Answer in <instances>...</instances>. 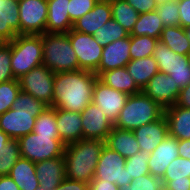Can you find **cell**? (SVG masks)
Returning <instances> with one entry per match:
<instances>
[{
  "mask_svg": "<svg viewBox=\"0 0 190 190\" xmlns=\"http://www.w3.org/2000/svg\"><path fill=\"white\" fill-rule=\"evenodd\" d=\"M97 78L88 70L55 73L52 107L81 113L92 102Z\"/></svg>",
  "mask_w": 190,
  "mask_h": 190,
  "instance_id": "cell-1",
  "label": "cell"
},
{
  "mask_svg": "<svg viewBox=\"0 0 190 190\" xmlns=\"http://www.w3.org/2000/svg\"><path fill=\"white\" fill-rule=\"evenodd\" d=\"M105 141L83 139L65 145L64 161L66 178L70 180L90 183L95 175Z\"/></svg>",
  "mask_w": 190,
  "mask_h": 190,
  "instance_id": "cell-2",
  "label": "cell"
},
{
  "mask_svg": "<svg viewBox=\"0 0 190 190\" xmlns=\"http://www.w3.org/2000/svg\"><path fill=\"white\" fill-rule=\"evenodd\" d=\"M165 109L143 91L129 95L114 124L115 128L131 130L158 120Z\"/></svg>",
  "mask_w": 190,
  "mask_h": 190,
  "instance_id": "cell-3",
  "label": "cell"
},
{
  "mask_svg": "<svg viewBox=\"0 0 190 190\" xmlns=\"http://www.w3.org/2000/svg\"><path fill=\"white\" fill-rule=\"evenodd\" d=\"M42 65L54 73L81 70L67 33L42 34Z\"/></svg>",
  "mask_w": 190,
  "mask_h": 190,
  "instance_id": "cell-4",
  "label": "cell"
},
{
  "mask_svg": "<svg viewBox=\"0 0 190 190\" xmlns=\"http://www.w3.org/2000/svg\"><path fill=\"white\" fill-rule=\"evenodd\" d=\"M42 35L20 34L11 41V70L15 79L42 65Z\"/></svg>",
  "mask_w": 190,
  "mask_h": 190,
  "instance_id": "cell-5",
  "label": "cell"
},
{
  "mask_svg": "<svg viewBox=\"0 0 190 190\" xmlns=\"http://www.w3.org/2000/svg\"><path fill=\"white\" fill-rule=\"evenodd\" d=\"M20 155L33 163L62 157L65 144L59 135H38L31 132L18 139Z\"/></svg>",
  "mask_w": 190,
  "mask_h": 190,
  "instance_id": "cell-6",
  "label": "cell"
},
{
  "mask_svg": "<svg viewBox=\"0 0 190 190\" xmlns=\"http://www.w3.org/2000/svg\"><path fill=\"white\" fill-rule=\"evenodd\" d=\"M18 81L22 92L32 95L48 106L53 105L55 73L46 66L41 65L31 69Z\"/></svg>",
  "mask_w": 190,
  "mask_h": 190,
  "instance_id": "cell-7",
  "label": "cell"
},
{
  "mask_svg": "<svg viewBox=\"0 0 190 190\" xmlns=\"http://www.w3.org/2000/svg\"><path fill=\"white\" fill-rule=\"evenodd\" d=\"M126 158L104 145L97 162L93 179H102L118 185L119 188L130 185L132 178L125 169Z\"/></svg>",
  "mask_w": 190,
  "mask_h": 190,
  "instance_id": "cell-8",
  "label": "cell"
},
{
  "mask_svg": "<svg viewBox=\"0 0 190 190\" xmlns=\"http://www.w3.org/2000/svg\"><path fill=\"white\" fill-rule=\"evenodd\" d=\"M67 35L77 55L79 68L94 72L101 61L103 47L91 34H84L71 29Z\"/></svg>",
  "mask_w": 190,
  "mask_h": 190,
  "instance_id": "cell-9",
  "label": "cell"
},
{
  "mask_svg": "<svg viewBox=\"0 0 190 190\" xmlns=\"http://www.w3.org/2000/svg\"><path fill=\"white\" fill-rule=\"evenodd\" d=\"M20 34L42 35L47 23V0H18Z\"/></svg>",
  "mask_w": 190,
  "mask_h": 190,
  "instance_id": "cell-10",
  "label": "cell"
},
{
  "mask_svg": "<svg viewBox=\"0 0 190 190\" xmlns=\"http://www.w3.org/2000/svg\"><path fill=\"white\" fill-rule=\"evenodd\" d=\"M128 94L109 87L99 78L94 86L92 102L96 104L104 115L113 123L117 121L120 111L125 106Z\"/></svg>",
  "mask_w": 190,
  "mask_h": 190,
  "instance_id": "cell-11",
  "label": "cell"
},
{
  "mask_svg": "<svg viewBox=\"0 0 190 190\" xmlns=\"http://www.w3.org/2000/svg\"><path fill=\"white\" fill-rule=\"evenodd\" d=\"M142 91L165 109L176 104L180 88L173 81V77L159 71L149 80Z\"/></svg>",
  "mask_w": 190,
  "mask_h": 190,
  "instance_id": "cell-12",
  "label": "cell"
},
{
  "mask_svg": "<svg viewBox=\"0 0 190 190\" xmlns=\"http://www.w3.org/2000/svg\"><path fill=\"white\" fill-rule=\"evenodd\" d=\"M42 112H25L9 109L0 114V129L11 139H19L33 131L36 118Z\"/></svg>",
  "mask_w": 190,
  "mask_h": 190,
  "instance_id": "cell-13",
  "label": "cell"
},
{
  "mask_svg": "<svg viewBox=\"0 0 190 190\" xmlns=\"http://www.w3.org/2000/svg\"><path fill=\"white\" fill-rule=\"evenodd\" d=\"M83 139L105 141L114 124L102 113V110L91 102L82 112Z\"/></svg>",
  "mask_w": 190,
  "mask_h": 190,
  "instance_id": "cell-14",
  "label": "cell"
},
{
  "mask_svg": "<svg viewBox=\"0 0 190 190\" xmlns=\"http://www.w3.org/2000/svg\"><path fill=\"white\" fill-rule=\"evenodd\" d=\"M130 35L126 38L118 39L103 47L101 61L94 73L99 77L108 70L126 67L131 60L130 56Z\"/></svg>",
  "mask_w": 190,
  "mask_h": 190,
  "instance_id": "cell-15",
  "label": "cell"
},
{
  "mask_svg": "<svg viewBox=\"0 0 190 190\" xmlns=\"http://www.w3.org/2000/svg\"><path fill=\"white\" fill-rule=\"evenodd\" d=\"M140 151L151 153L168 135V123L163 115L158 120L133 130Z\"/></svg>",
  "mask_w": 190,
  "mask_h": 190,
  "instance_id": "cell-16",
  "label": "cell"
},
{
  "mask_svg": "<svg viewBox=\"0 0 190 190\" xmlns=\"http://www.w3.org/2000/svg\"><path fill=\"white\" fill-rule=\"evenodd\" d=\"M178 156V139L168 135L150 153V159L148 160L150 174L163 178L167 166Z\"/></svg>",
  "mask_w": 190,
  "mask_h": 190,
  "instance_id": "cell-17",
  "label": "cell"
},
{
  "mask_svg": "<svg viewBox=\"0 0 190 190\" xmlns=\"http://www.w3.org/2000/svg\"><path fill=\"white\" fill-rule=\"evenodd\" d=\"M112 18L109 0H99L94 8L73 23L72 29L93 35L102 25Z\"/></svg>",
  "mask_w": 190,
  "mask_h": 190,
  "instance_id": "cell-18",
  "label": "cell"
},
{
  "mask_svg": "<svg viewBox=\"0 0 190 190\" xmlns=\"http://www.w3.org/2000/svg\"><path fill=\"white\" fill-rule=\"evenodd\" d=\"M39 186L44 189H55L66 178L64 156L35 163Z\"/></svg>",
  "mask_w": 190,
  "mask_h": 190,
  "instance_id": "cell-19",
  "label": "cell"
},
{
  "mask_svg": "<svg viewBox=\"0 0 190 190\" xmlns=\"http://www.w3.org/2000/svg\"><path fill=\"white\" fill-rule=\"evenodd\" d=\"M56 121L59 138L65 145L83 140L81 113L56 108Z\"/></svg>",
  "mask_w": 190,
  "mask_h": 190,
  "instance_id": "cell-20",
  "label": "cell"
},
{
  "mask_svg": "<svg viewBox=\"0 0 190 190\" xmlns=\"http://www.w3.org/2000/svg\"><path fill=\"white\" fill-rule=\"evenodd\" d=\"M47 23L45 33H68L72 27L69 0H47Z\"/></svg>",
  "mask_w": 190,
  "mask_h": 190,
  "instance_id": "cell-21",
  "label": "cell"
},
{
  "mask_svg": "<svg viewBox=\"0 0 190 190\" xmlns=\"http://www.w3.org/2000/svg\"><path fill=\"white\" fill-rule=\"evenodd\" d=\"M20 35L18 0H0V42H11Z\"/></svg>",
  "mask_w": 190,
  "mask_h": 190,
  "instance_id": "cell-22",
  "label": "cell"
},
{
  "mask_svg": "<svg viewBox=\"0 0 190 190\" xmlns=\"http://www.w3.org/2000/svg\"><path fill=\"white\" fill-rule=\"evenodd\" d=\"M169 136L178 140L190 139V109L176 104L165 108Z\"/></svg>",
  "mask_w": 190,
  "mask_h": 190,
  "instance_id": "cell-23",
  "label": "cell"
},
{
  "mask_svg": "<svg viewBox=\"0 0 190 190\" xmlns=\"http://www.w3.org/2000/svg\"><path fill=\"white\" fill-rule=\"evenodd\" d=\"M105 146L118 152L124 158H128L140 151L135 135L131 130L118 129L113 127L105 139Z\"/></svg>",
  "mask_w": 190,
  "mask_h": 190,
  "instance_id": "cell-24",
  "label": "cell"
},
{
  "mask_svg": "<svg viewBox=\"0 0 190 190\" xmlns=\"http://www.w3.org/2000/svg\"><path fill=\"white\" fill-rule=\"evenodd\" d=\"M9 176L20 190H36L40 184L36 175L35 163L23 157H20L11 168Z\"/></svg>",
  "mask_w": 190,
  "mask_h": 190,
  "instance_id": "cell-25",
  "label": "cell"
},
{
  "mask_svg": "<svg viewBox=\"0 0 190 190\" xmlns=\"http://www.w3.org/2000/svg\"><path fill=\"white\" fill-rule=\"evenodd\" d=\"M98 78L109 87L128 95H133L142 91L130 76L126 67L108 70L103 72Z\"/></svg>",
  "mask_w": 190,
  "mask_h": 190,
  "instance_id": "cell-26",
  "label": "cell"
},
{
  "mask_svg": "<svg viewBox=\"0 0 190 190\" xmlns=\"http://www.w3.org/2000/svg\"><path fill=\"white\" fill-rule=\"evenodd\" d=\"M126 68L141 90H143L149 80L159 72L158 65L152 55L139 59H131L127 63Z\"/></svg>",
  "mask_w": 190,
  "mask_h": 190,
  "instance_id": "cell-27",
  "label": "cell"
},
{
  "mask_svg": "<svg viewBox=\"0 0 190 190\" xmlns=\"http://www.w3.org/2000/svg\"><path fill=\"white\" fill-rule=\"evenodd\" d=\"M152 57L158 65V70L165 74H170V70L189 66L187 56L175 53L160 41L157 43Z\"/></svg>",
  "mask_w": 190,
  "mask_h": 190,
  "instance_id": "cell-28",
  "label": "cell"
},
{
  "mask_svg": "<svg viewBox=\"0 0 190 190\" xmlns=\"http://www.w3.org/2000/svg\"><path fill=\"white\" fill-rule=\"evenodd\" d=\"M164 29L162 21L157 11L139 14V17L129 35L132 36H149L160 39L162 30Z\"/></svg>",
  "mask_w": 190,
  "mask_h": 190,
  "instance_id": "cell-29",
  "label": "cell"
},
{
  "mask_svg": "<svg viewBox=\"0 0 190 190\" xmlns=\"http://www.w3.org/2000/svg\"><path fill=\"white\" fill-rule=\"evenodd\" d=\"M159 41L177 54L187 56L190 51V41L181 26L164 27Z\"/></svg>",
  "mask_w": 190,
  "mask_h": 190,
  "instance_id": "cell-30",
  "label": "cell"
},
{
  "mask_svg": "<svg viewBox=\"0 0 190 190\" xmlns=\"http://www.w3.org/2000/svg\"><path fill=\"white\" fill-rule=\"evenodd\" d=\"M109 1L112 18L130 34L139 17V13L125 0Z\"/></svg>",
  "mask_w": 190,
  "mask_h": 190,
  "instance_id": "cell-31",
  "label": "cell"
},
{
  "mask_svg": "<svg viewBox=\"0 0 190 190\" xmlns=\"http://www.w3.org/2000/svg\"><path fill=\"white\" fill-rule=\"evenodd\" d=\"M93 36L99 45L105 47L113 41L128 37L129 33L117 21L111 18Z\"/></svg>",
  "mask_w": 190,
  "mask_h": 190,
  "instance_id": "cell-32",
  "label": "cell"
},
{
  "mask_svg": "<svg viewBox=\"0 0 190 190\" xmlns=\"http://www.w3.org/2000/svg\"><path fill=\"white\" fill-rule=\"evenodd\" d=\"M20 157L18 140H9L0 150V176L9 175L11 168L16 164Z\"/></svg>",
  "mask_w": 190,
  "mask_h": 190,
  "instance_id": "cell-33",
  "label": "cell"
},
{
  "mask_svg": "<svg viewBox=\"0 0 190 190\" xmlns=\"http://www.w3.org/2000/svg\"><path fill=\"white\" fill-rule=\"evenodd\" d=\"M159 39L149 36L130 35V56L131 59H139L151 56L156 48Z\"/></svg>",
  "mask_w": 190,
  "mask_h": 190,
  "instance_id": "cell-34",
  "label": "cell"
},
{
  "mask_svg": "<svg viewBox=\"0 0 190 190\" xmlns=\"http://www.w3.org/2000/svg\"><path fill=\"white\" fill-rule=\"evenodd\" d=\"M56 121V108L48 106L37 118L33 128L38 135H59Z\"/></svg>",
  "mask_w": 190,
  "mask_h": 190,
  "instance_id": "cell-35",
  "label": "cell"
},
{
  "mask_svg": "<svg viewBox=\"0 0 190 190\" xmlns=\"http://www.w3.org/2000/svg\"><path fill=\"white\" fill-rule=\"evenodd\" d=\"M150 154L143 151H139L137 154L130 156L126 159L125 169L129 176L134 180L136 177L150 174L148 167V160Z\"/></svg>",
  "mask_w": 190,
  "mask_h": 190,
  "instance_id": "cell-36",
  "label": "cell"
},
{
  "mask_svg": "<svg viewBox=\"0 0 190 190\" xmlns=\"http://www.w3.org/2000/svg\"><path fill=\"white\" fill-rule=\"evenodd\" d=\"M21 88L17 79L0 83V114L12 108Z\"/></svg>",
  "mask_w": 190,
  "mask_h": 190,
  "instance_id": "cell-37",
  "label": "cell"
},
{
  "mask_svg": "<svg viewBox=\"0 0 190 190\" xmlns=\"http://www.w3.org/2000/svg\"><path fill=\"white\" fill-rule=\"evenodd\" d=\"M190 177V160L178 156L166 168L163 180H187Z\"/></svg>",
  "mask_w": 190,
  "mask_h": 190,
  "instance_id": "cell-38",
  "label": "cell"
},
{
  "mask_svg": "<svg viewBox=\"0 0 190 190\" xmlns=\"http://www.w3.org/2000/svg\"><path fill=\"white\" fill-rule=\"evenodd\" d=\"M156 11L163 27L180 26L178 0L159 4Z\"/></svg>",
  "mask_w": 190,
  "mask_h": 190,
  "instance_id": "cell-39",
  "label": "cell"
},
{
  "mask_svg": "<svg viewBox=\"0 0 190 190\" xmlns=\"http://www.w3.org/2000/svg\"><path fill=\"white\" fill-rule=\"evenodd\" d=\"M47 107L48 105L44 102L22 91H20L17 99L12 105V109H19V111L25 112H43Z\"/></svg>",
  "mask_w": 190,
  "mask_h": 190,
  "instance_id": "cell-40",
  "label": "cell"
},
{
  "mask_svg": "<svg viewBox=\"0 0 190 190\" xmlns=\"http://www.w3.org/2000/svg\"><path fill=\"white\" fill-rule=\"evenodd\" d=\"M15 79L11 70V42H0V83Z\"/></svg>",
  "mask_w": 190,
  "mask_h": 190,
  "instance_id": "cell-41",
  "label": "cell"
},
{
  "mask_svg": "<svg viewBox=\"0 0 190 190\" xmlns=\"http://www.w3.org/2000/svg\"><path fill=\"white\" fill-rule=\"evenodd\" d=\"M132 190H164L165 183L162 177L151 174L136 177L130 183Z\"/></svg>",
  "mask_w": 190,
  "mask_h": 190,
  "instance_id": "cell-42",
  "label": "cell"
},
{
  "mask_svg": "<svg viewBox=\"0 0 190 190\" xmlns=\"http://www.w3.org/2000/svg\"><path fill=\"white\" fill-rule=\"evenodd\" d=\"M99 0H69V11L71 22L74 23L80 17L91 11Z\"/></svg>",
  "mask_w": 190,
  "mask_h": 190,
  "instance_id": "cell-43",
  "label": "cell"
},
{
  "mask_svg": "<svg viewBox=\"0 0 190 190\" xmlns=\"http://www.w3.org/2000/svg\"><path fill=\"white\" fill-rule=\"evenodd\" d=\"M170 77L177 83L180 89L186 87L190 83V65L185 68L170 70Z\"/></svg>",
  "mask_w": 190,
  "mask_h": 190,
  "instance_id": "cell-44",
  "label": "cell"
},
{
  "mask_svg": "<svg viewBox=\"0 0 190 190\" xmlns=\"http://www.w3.org/2000/svg\"><path fill=\"white\" fill-rule=\"evenodd\" d=\"M139 14L155 11L158 4L155 0H125Z\"/></svg>",
  "mask_w": 190,
  "mask_h": 190,
  "instance_id": "cell-45",
  "label": "cell"
},
{
  "mask_svg": "<svg viewBox=\"0 0 190 190\" xmlns=\"http://www.w3.org/2000/svg\"><path fill=\"white\" fill-rule=\"evenodd\" d=\"M179 23L186 28L190 26V0H178Z\"/></svg>",
  "mask_w": 190,
  "mask_h": 190,
  "instance_id": "cell-46",
  "label": "cell"
},
{
  "mask_svg": "<svg viewBox=\"0 0 190 190\" xmlns=\"http://www.w3.org/2000/svg\"><path fill=\"white\" fill-rule=\"evenodd\" d=\"M89 184L65 178L54 190H88Z\"/></svg>",
  "mask_w": 190,
  "mask_h": 190,
  "instance_id": "cell-47",
  "label": "cell"
},
{
  "mask_svg": "<svg viewBox=\"0 0 190 190\" xmlns=\"http://www.w3.org/2000/svg\"><path fill=\"white\" fill-rule=\"evenodd\" d=\"M164 183L168 190H190V177L187 180H164Z\"/></svg>",
  "mask_w": 190,
  "mask_h": 190,
  "instance_id": "cell-48",
  "label": "cell"
},
{
  "mask_svg": "<svg viewBox=\"0 0 190 190\" xmlns=\"http://www.w3.org/2000/svg\"><path fill=\"white\" fill-rule=\"evenodd\" d=\"M89 187L92 190H119L118 185L102 179H93L89 183Z\"/></svg>",
  "mask_w": 190,
  "mask_h": 190,
  "instance_id": "cell-49",
  "label": "cell"
},
{
  "mask_svg": "<svg viewBox=\"0 0 190 190\" xmlns=\"http://www.w3.org/2000/svg\"><path fill=\"white\" fill-rule=\"evenodd\" d=\"M176 105L190 109V83L186 87L180 89Z\"/></svg>",
  "mask_w": 190,
  "mask_h": 190,
  "instance_id": "cell-50",
  "label": "cell"
},
{
  "mask_svg": "<svg viewBox=\"0 0 190 190\" xmlns=\"http://www.w3.org/2000/svg\"><path fill=\"white\" fill-rule=\"evenodd\" d=\"M178 153L180 157L190 160V139L178 140Z\"/></svg>",
  "mask_w": 190,
  "mask_h": 190,
  "instance_id": "cell-51",
  "label": "cell"
},
{
  "mask_svg": "<svg viewBox=\"0 0 190 190\" xmlns=\"http://www.w3.org/2000/svg\"><path fill=\"white\" fill-rule=\"evenodd\" d=\"M0 190H20L13 179L7 176H0Z\"/></svg>",
  "mask_w": 190,
  "mask_h": 190,
  "instance_id": "cell-52",
  "label": "cell"
},
{
  "mask_svg": "<svg viewBox=\"0 0 190 190\" xmlns=\"http://www.w3.org/2000/svg\"><path fill=\"white\" fill-rule=\"evenodd\" d=\"M11 138L0 129V150Z\"/></svg>",
  "mask_w": 190,
  "mask_h": 190,
  "instance_id": "cell-53",
  "label": "cell"
},
{
  "mask_svg": "<svg viewBox=\"0 0 190 190\" xmlns=\"http://www.w3.org/2000/svg\"><path fill=\"white\" fill-rule=\"evenodd\" d=\"M184 31L186 33V36H187L188 40L190 41V26L184 28Z\"/></svg>",
  "mask_w": 190,
  "mask_h": 190,
  "instance_id": "cell-54",
  "label": "cell"
},
{
  "mask_svg": "<svg viewBox=\"0 0 190 190\" xmlns=\"http://www.w3.org/2000/svg\"><path fill=\"white\" fill-rule=\"evenodd\" d=\"M119 190H132V186L131 185L123 186Z\"/></svg>",
  "mask_w": 190,
  "mask_h": 190,
  "instance_id": "cell-55",
  "label": "cell"
},
{
  "mask_svg": "<svg viewBox=\"0 0 190 190\" xmlns=\"http://www.w3.org/2000/svg\"><path fill=\"white\" fill-rule=\"evenodd\" d=\"M157 2V4H162V3H165V2H170V1H173V0H155Z\"/></svg>",
  "mask_w": 190,
  "mask_h": 190,
  "instance_id": "cell-56",
  "label": "cell"
},
{
  "mask_svg": "<svg viewBox=\"0 0 190 190\" xmlns=\"http://www.w3.org/2000/svg\"><path fill=\"white\" fill-rule=\"evenodd\" d=\"M187 58H188V62H189V65H190V51L187 54Z\"/></svg>",
  "mask_w": 190,
  "mask_h": 190,
  "instance_id": "cell-57",
  "label": "cell"
},
{
  "mask_svg": "<svg viewBox=\"0 0 190 190\" xmlns=\"http://www.w3.org/2000/svg\"><path fill=\"white\" fill-rule=\"evenodd\" d=\"M36 190H48V189H44V188L39 186ZM50 190H54V189H50Z\"/></svg>",
  "mask_w": 190,
  "mask_h": 190,
  "instance_id": "cell-58",
  "label": "cell"
}]
</instances>
